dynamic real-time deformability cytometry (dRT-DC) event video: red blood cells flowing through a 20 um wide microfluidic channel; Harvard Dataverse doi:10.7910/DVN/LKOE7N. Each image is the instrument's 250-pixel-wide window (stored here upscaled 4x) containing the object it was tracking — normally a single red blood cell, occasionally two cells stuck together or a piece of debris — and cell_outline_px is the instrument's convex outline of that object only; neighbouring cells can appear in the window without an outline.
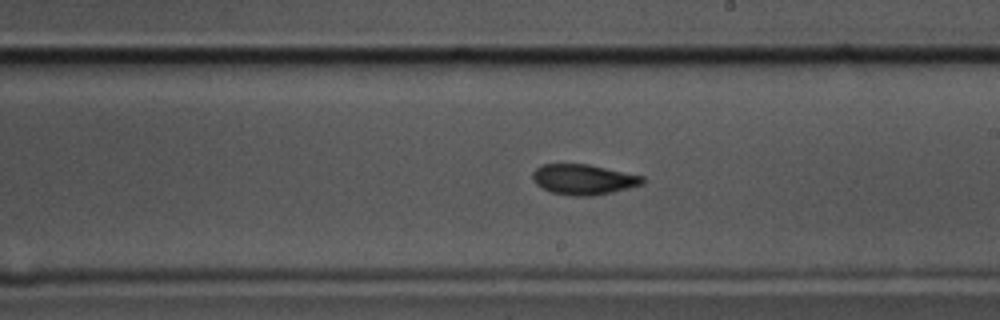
{"species": "common noctule bat (a hibernating species)", "species_latin": "Nyctalus noctula", "temperature_condition": "cold", "stored_images_in_passage": 58, "camera_frame_rate_fps": 3000, "um_per_image_px": 0.085, "animal": {"sex": "male", "body_mass_g": 17.5, "forearm_length_mm": 52.3}, "frame": {"image": 1, "passage_image": 33, "time_ms": 10.667, "image_size_px": [1000, 320], "cell_outline_px": [[644, 184], [612, 192], [592, 196], [568, 196], [552, 192], [540, 188], [532, 180], [532, 172], [540, 164], [588, 164], [644, 176]], "centroid_in_image_um": [49.56, 15.25], "position_along_channel_um": 239.4, "area_um2": 19.65}}
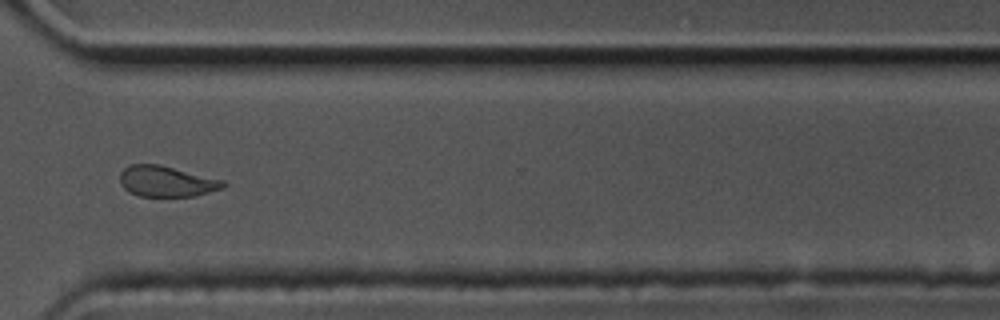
{"frame": {"image": 2, "passage_image": 43, "time_ms": 14.0, "image_size_px": [1000, 320], "cell_outline_px": [[228, 184], [224, 188], [196, 196], [140, 196], [128, 192], [120, 184], [120, 172], [124, 168], [132, 164], [160, 164], [224, 180]], "centroid_in_image_um": [14.17, 15.41], "position_along_channel_um": 356.4, "area_um2": 18.73}}
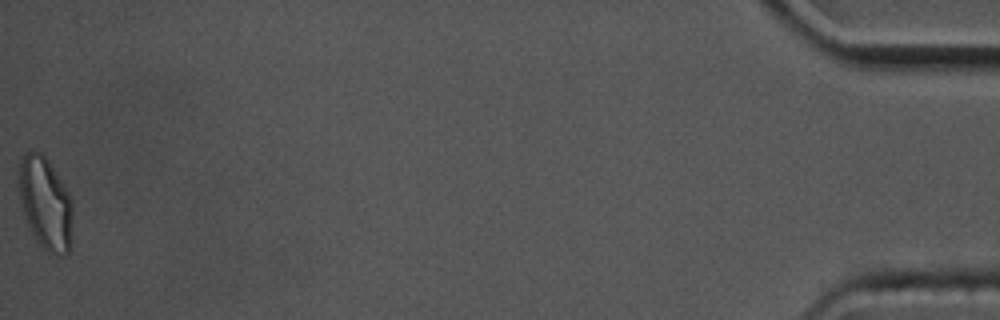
{"frame": {"image": 3, "passage_image": 58, "time_ms": 19.0, "image_size_px": [1000, 320], "cell_outline_px": [[72, 244], [68, 252], [64, 256], [56, 256], [48, 252], [36, 240], [24, 216], [16, 184], [20, 156], [24, 152], [44, 152], [68, 192], [72, 200]], "centroid_in_image_um": [3.84, 17.26], "position_along_channel_um": 431.4, "area_um2": 29.82}, "authors_computed_cell_mechanics": {"area_um2": 19.652, "velocity_mm_per_s": 3.4984, "shape_relaxation_time_tau1_ms": 3.4911, "shape_relaxation_time_tau2_ms": 2.6946, "deformation_change_tau1": 0.13, "deformation_change_tau2": 0.0815}}